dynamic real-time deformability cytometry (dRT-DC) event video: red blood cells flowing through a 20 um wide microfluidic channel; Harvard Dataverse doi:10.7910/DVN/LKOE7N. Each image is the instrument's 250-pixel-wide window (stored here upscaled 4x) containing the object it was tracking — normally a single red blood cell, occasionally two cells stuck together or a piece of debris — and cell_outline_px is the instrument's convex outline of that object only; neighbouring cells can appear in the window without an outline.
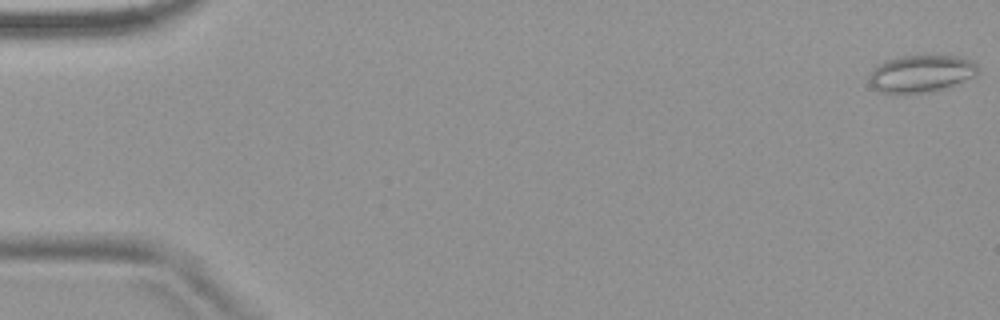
{"species": "common noctule bat (a hibernating species)", "species_latin": "Nyctalus noctula", "temperature_condition": "warm", "stored_images_in_passage": 6, "camera_frame_rate_fps": 3000, "um_per_image_px": 0.085, "animal": {"sex": "female", "body_mass_g": 18.4}, "frame": {"image": 1, "passage_image": 1, "time_ms": 0.0, "image_size_px": [1000, 320], "cell_outline_px": [[980, 72], [976, 76], [948, 88], [924, 92], [880, 92], [868, 80], [868, 76], [872, 68], [884, 60], [916, 52], [960, 56], [972, 60], [980, 68]], "centroid_in_image_um": [78.35, 6.18], "position_along_channel_um": 6.6, "area_um2": 24.57}}